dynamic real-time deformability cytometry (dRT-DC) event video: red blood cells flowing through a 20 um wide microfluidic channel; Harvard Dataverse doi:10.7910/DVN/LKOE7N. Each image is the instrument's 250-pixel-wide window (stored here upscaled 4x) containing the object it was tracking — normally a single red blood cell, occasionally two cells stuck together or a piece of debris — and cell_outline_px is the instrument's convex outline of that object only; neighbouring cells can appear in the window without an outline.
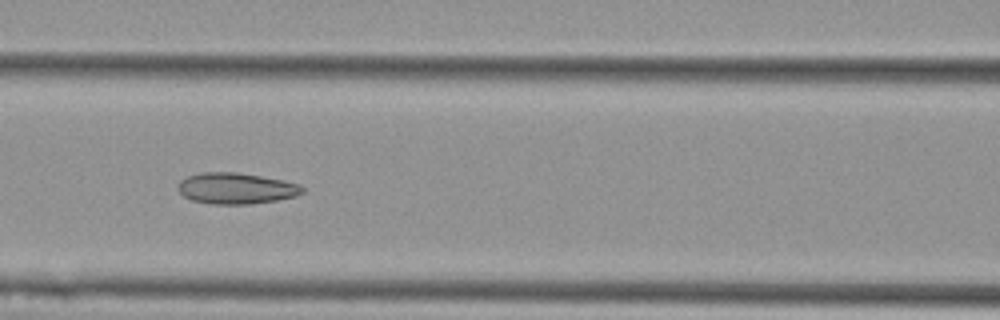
{"species": "Egyptian fruit bat (a non-hibernating species)", "species_latin": "Rousettus aegyptiacus", "temperature_condition": "cold", "stored_images_in_passage": 8, "camera_frame_rate_fps": 3000, "um_per_image_px": 0.085, "animal": {"sex": "female"}, "frame": {"image": 1, "passage_image": 6, "time_ms": 1.667, "image_size_px": [1000, 320], "cell_outline_px": [[304, 192], [296, 196], [276, 200], [252, 204], [208, 204], [192, 200], [184, 196], [180, 192], [180, 180], [188, 176], [200, 172], [236, 172], [260, 176], [300, 184], [304, 188]], "centroid_in_image_um": [20.08, 16.01], "position_along_channel_um": 146.5, "area_um2": 22.43}}
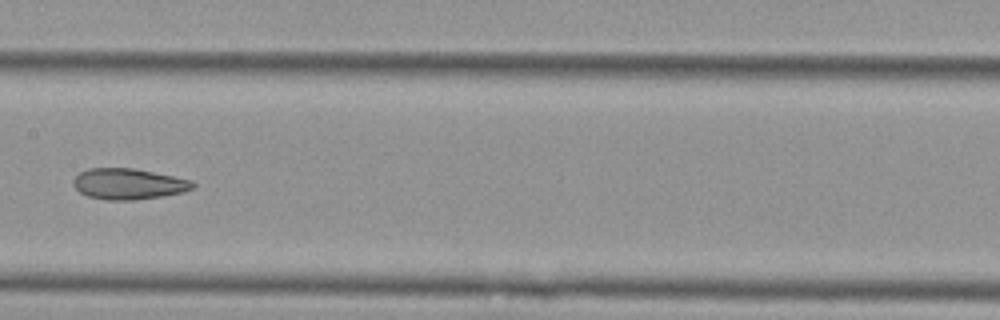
{"frame": {"image": 2, "passage_image": 7, "time_ms": 2.0, "image_size_px": [1000, 320], "cell_outline_px": [[196, 184], [192, 188], [184, 192], [164, 196], [136, 200], [108, 200], [88, 196], [80, 192], [72, 184], [72, 180], [80, 172], [88, 168], [132, 168], [192, 180]], "centroid_in_image_um": [10.91, 15.64], "position_along_channel_um": 196.5, "area_um2": 21.5}}
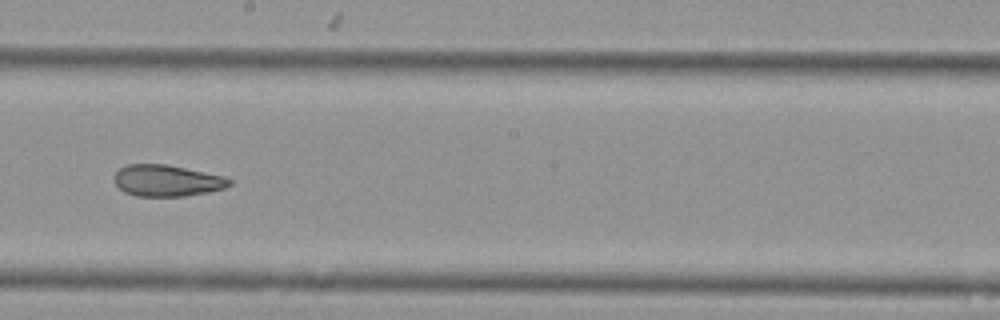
{"frame": {"image": 3, "passage_image": 8, "time_ms": 2.333, "image_size_px": [1000, 320], "cell_outline_px": [[232, 184], [224, 188], [208, 192], [184, 196], [136, 196], [124, 192], [112, 180], [112, 176], [120, 168], [128, 164], [164, 164], [224, 176], [232, 180]], "centroid_in_image_um": [14.16, 15.35], "position_along_channel_um": 234.0, "area_um2": 21.1}}